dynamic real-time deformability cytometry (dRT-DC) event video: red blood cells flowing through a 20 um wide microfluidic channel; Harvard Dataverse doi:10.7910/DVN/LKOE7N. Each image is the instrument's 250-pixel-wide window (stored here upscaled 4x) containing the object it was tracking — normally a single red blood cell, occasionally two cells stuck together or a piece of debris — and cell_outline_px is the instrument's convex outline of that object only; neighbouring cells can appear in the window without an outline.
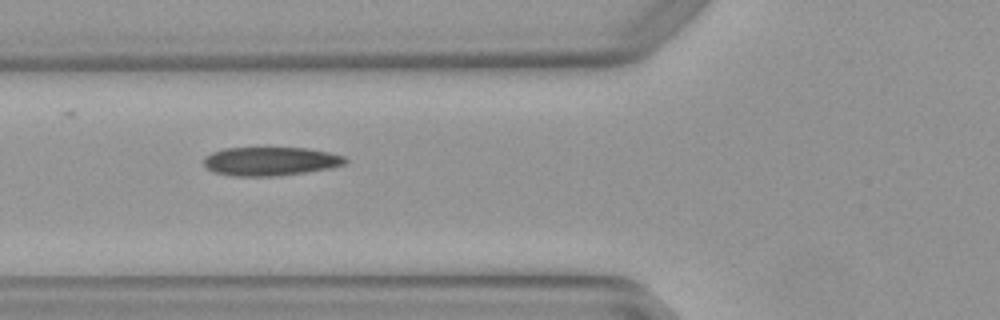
{"species": "Egyptian fruit bat (a non-hibernating species)", "species_latin": "Rousettus aegyptiacus", "temperature_condition": "warm", "stored_images_in_passage": 5, "camera_frame_rate_fps": 3000, "um_per_image_px": 0.085, "animal": {"sex": "female"}, "frame": {"image": 1, "passage_image": 4, "time_ms": 1.0, "image_size_px": [1000, 320], "cell_outline_px": [[348, 160], [344, 164], [332, 168], [276, 176], [232, 176], [212, 172], [204, 168], [204, 156], [212, 152], [224, 148], [308, 148], [328, 152], [344, 156]], "centroid_in_image_um": [22.95, 13.71], "position_along_channel_um": 102.9, "area_um2": 23.81}}